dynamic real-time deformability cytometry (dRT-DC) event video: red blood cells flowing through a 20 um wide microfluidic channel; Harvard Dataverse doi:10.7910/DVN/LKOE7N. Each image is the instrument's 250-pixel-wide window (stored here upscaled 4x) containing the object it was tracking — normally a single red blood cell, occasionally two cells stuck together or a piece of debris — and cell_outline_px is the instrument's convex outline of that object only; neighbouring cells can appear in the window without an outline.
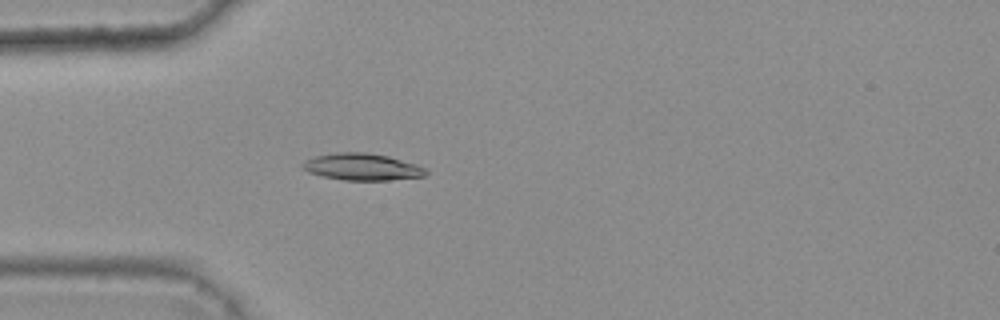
{"species": "common noctule bat (a hibernating species)", "species_latin": "Nyctalus noctula", "temperature_condition": "warm", "stored_images_in_passage": 5, "camera_frame_rate_fps": 3000, "um_per_image_px": 0.085, "animal": {"sex": "female", "body_mass_g": 25.1}, "frame": {"image": 1, "passage_image": 5, "time_ms": 1.333, "image_size_px": [1000, 320], "cell_outline_px": [[428, 172], [424, 176], [388, 180], [344, 180], [324, 176], [308, 172], [300, 168], [300, 164], [304, 160], [316, 156], [336, 152], [364, 152], [388, 156], [416, 164], [424, 168]], "centroid_in_image_um": [30.73, 14.18], "position_along_channel_um": 54.3, "area_um2": 19.25}}